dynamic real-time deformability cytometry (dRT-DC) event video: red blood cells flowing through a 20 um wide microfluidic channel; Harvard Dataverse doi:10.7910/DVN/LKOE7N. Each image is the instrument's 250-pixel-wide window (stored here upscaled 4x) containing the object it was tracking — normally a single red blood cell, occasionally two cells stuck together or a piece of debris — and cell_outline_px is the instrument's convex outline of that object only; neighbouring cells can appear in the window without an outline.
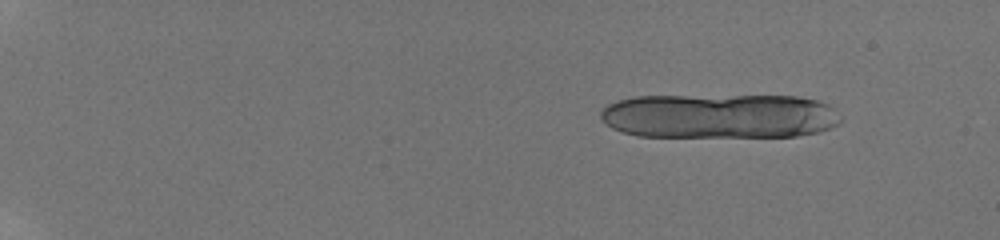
{"species": "human", "species_latin": "Homo sapiens", "temperature_condition": "room temperature", "stored_images_in_passage": 21, "camera_frame_rate_fps": 3000, "um_per_image_px": 0.085, "donor": {"sex": "male"}, "frame": {"image": 1, "passage_image": 8, "time_ms": 2.333, "image_size_px": [1000, 240], "cell_outline_px": [[844, 120], [840, 124], [820, 132], [796, 136], [640, 136], [624, 132], [612, 128], [600, 116], [600, 112], [608, 104], [616, 100], [636, 96], [796, 96], [816, 100], [828, 104]], "centroid_in_image_um": [61.19, 9.86], "position_along_channel_um": 23.8, "area_um2": 62.66}}